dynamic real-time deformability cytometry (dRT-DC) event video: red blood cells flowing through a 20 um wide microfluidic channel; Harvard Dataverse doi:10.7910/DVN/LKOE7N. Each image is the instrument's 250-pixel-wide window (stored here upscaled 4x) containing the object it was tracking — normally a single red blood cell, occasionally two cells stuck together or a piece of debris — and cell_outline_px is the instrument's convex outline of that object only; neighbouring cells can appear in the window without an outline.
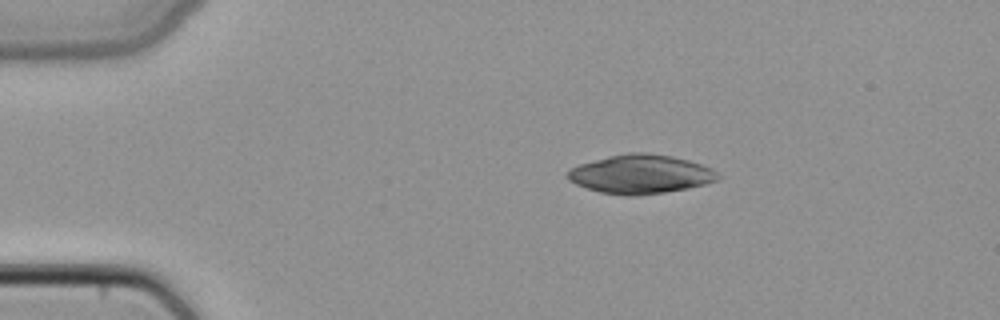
{"species": "common noctule bat (a hibernating species)", "species_latin": "Nyctalus noctula", "temperature_condition": "cold", "stored_images_in_passage": 40, "camera_frame_rate_fps": 3000, "um_per_image_px": 0.085, "animal": {"sex": "female", "body_mass_g": 22.7, "forearm_length_mm": 54.2}, "frame": {"image": 1, "passage_image": 1, "time_ms": 0.0, "image_size_px": [1000, 320], "cell_outline_px": [[720, 176], [716, 180], [704, 184], [688, 188], [664, 192], [636, 196], [624, 196], [600, 192], [576, 184], [568, 180], [568, 172], [572, 168], [580, 164], [608, 156], [628, 152], [648, 152], [672, 156], [688, 160], [712, 168]], "centroid_in_image_um": [54.45, 14.8], "position_along_channel_um": 30.6, "area_um2": 33.93}}